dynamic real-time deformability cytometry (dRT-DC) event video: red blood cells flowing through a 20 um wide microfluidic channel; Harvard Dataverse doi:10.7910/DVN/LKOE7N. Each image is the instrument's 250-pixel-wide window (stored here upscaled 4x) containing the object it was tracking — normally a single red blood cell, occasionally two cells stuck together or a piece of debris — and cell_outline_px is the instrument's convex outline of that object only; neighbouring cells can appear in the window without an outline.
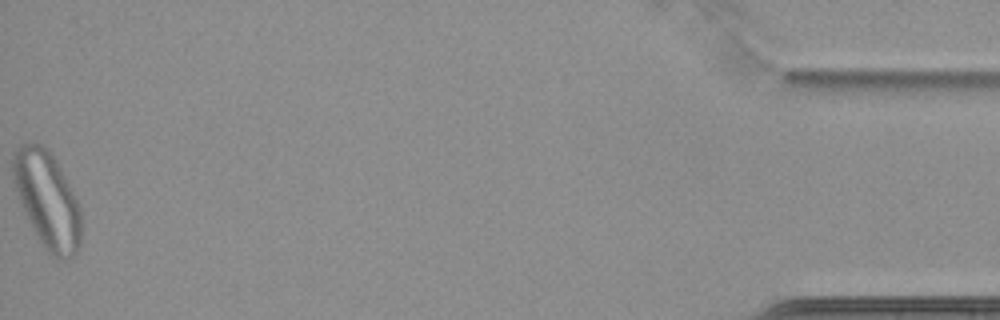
{"species": "common noctule bat (a hibernating species)", "species_latin": "Nyctalus noctula", "temperature_condition": "cold", "stored_images_in_passage": 49, "camera_frame_rate_fps": 3000, "um_per_image_px": 0.085, "animal": {"sex": "female", "body_mass_g": 22.7, "forearm_length_mm": 54.2}, "frame": {"image": 1, "passage_image": 49, "time_ms": 16.0, "image_size_px": [1000, 320], "cell_outline_px": [[80, 244], [76, 252], [68, 260], [60, 260], [52, 256], [44, 248], [20, 204], [12, 180], [12, 152], [20, 144], [40, 144], [48, 148], [56, 160], [80, 208]], "centroid_in_image_um": [3.98, 16.98], "position_along_channel_um": 431.2, "area_um2": 38.15}, "authors_computed_cell_mechanics": {"area_um2": 28.1486, "velocity_mm_per_s": 3.4648, "shape_relaxation_time_tau1_ms": null, "shape_relaxation_time_tau2_ms": 2.6359, "deformation_change_tau1": null, "deformation_change_tau2": 0.0887}}